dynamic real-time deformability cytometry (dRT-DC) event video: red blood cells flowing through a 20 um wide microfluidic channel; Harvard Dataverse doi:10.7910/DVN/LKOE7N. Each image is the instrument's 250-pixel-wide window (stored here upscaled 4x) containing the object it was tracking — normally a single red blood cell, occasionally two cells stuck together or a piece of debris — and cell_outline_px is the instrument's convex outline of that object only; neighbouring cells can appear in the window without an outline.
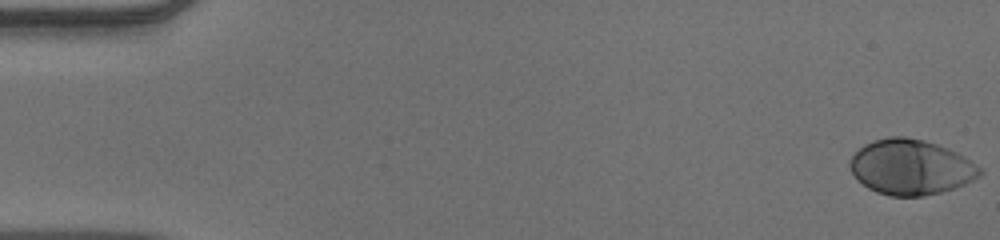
{"species": "human", "species_latin": "Homo sapiens", "temperature_condition": "warm", "stored_images_in_passage": 53, "camera_frame_rate_fps": 3000, "um_per_image_px": 0.085, "donor": {"sex": "male"}, "frame": {"image": 1, "passage_image": 1, "time_ms": 0.0, "image_size_px": [1000, 240], "cell_outline_px": [[984, 172], [980, 176], [964, 184], [940, 192], [924, 196], [888, 196], [876, 192], [868, 188], [856, 180], [848, 168], [848, 160], [864, 144], [872, 140], [888, 136], [904, 136], [924, 140], [948, 148], [964, 156], [980, 168]], "centroid_in_image_um": [77.36, 14.2], "position_along_channel_um": 7.6, "area_um2": 42.08}}
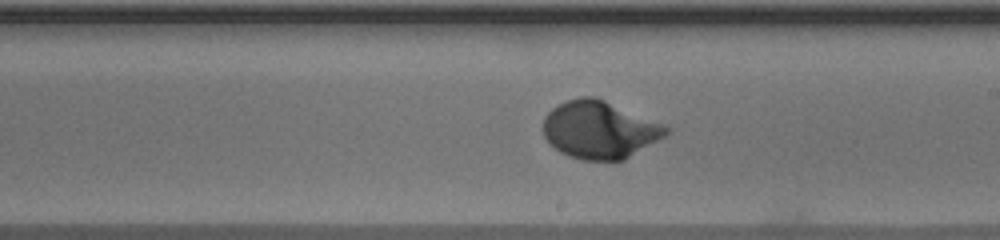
{"frame": {"image": 2, "passage_image": 31, "time_ms": 10.0, "image_size_px": [1000, 240], "cell_outline_px": [[672, 128], [664, 136], [624, 160], [580, 160], [568, 156], [560, 152], [548, 144], [540, 128], [544, 116], [556, 104], [580, 96], [596, 96], [664, 124]], "centroid_in_image_um": [50.9, 11.02], "position_along_channel_um": 238.1, "area_um2": 41.73}}
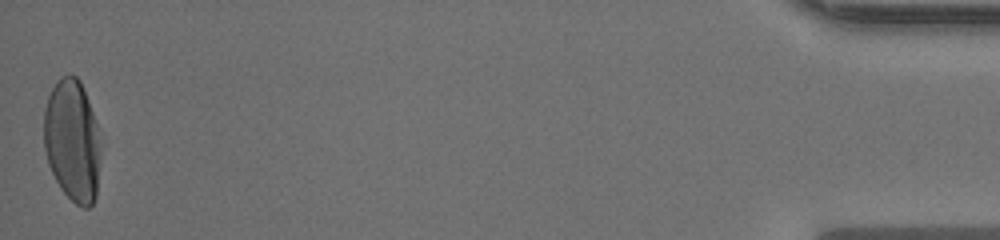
{"frame": {"image": 3, "passage_image": 53, "time_ms": 17.333, "image_size_px": [1000, 240], "cell_outline_px": [[96, 196], [92, 204], [88, 208], [84, 208], [76, 204], [60, 188], [48, 164], [44, 148], [44, 108], [48, 96], [56, 80], [60, 76], [68, 72], [76, 76], [80, 80], [84, 88], [96, 124]], "centroid_in_image_um": [6.06, 11.88], "position_along_channel_um": 429.1, "area_um2": 39.36}, "authors_computed_cell_mechanics": {"area_um2": 39.8242, "velocity_mm_per_s": 3.88, "shape_relaxation_time_tau1_ms": 2.9176, "shape_relaxation_time_tau2_ms": null, "deformation_change_tau1": 0.1831, "deformation_change_tau2": null}}